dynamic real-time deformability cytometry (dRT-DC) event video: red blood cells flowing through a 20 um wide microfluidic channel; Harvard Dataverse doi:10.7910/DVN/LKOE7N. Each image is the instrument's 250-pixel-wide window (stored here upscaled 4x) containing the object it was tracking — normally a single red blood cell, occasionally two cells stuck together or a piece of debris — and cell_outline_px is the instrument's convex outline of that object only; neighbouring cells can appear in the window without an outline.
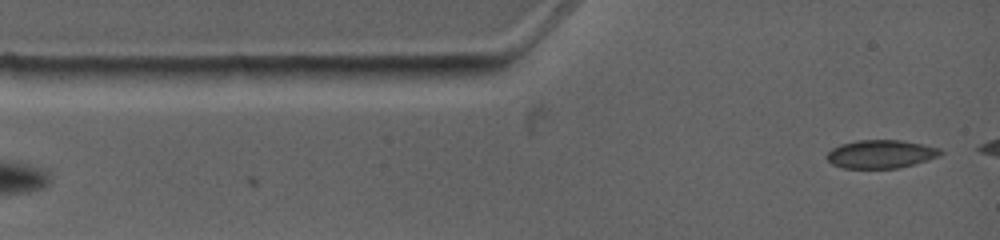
{"species": "common noctule bat (a hibernating species)", "species_latin": "Nyctalus noctula", "temperature_condition": "warm", "stored_images_in_passage": 4, "camera_frame_rate_fps": 4500, "um_per_image_px": 0.085, "animal": {"sex": "female", "body_mass_g": 19.0, "forearm_length_mm": 53.3}, "frame": {"image": 1, "passage_image": 4, "time_ms": 2.667, "image_size_px": [1000, 240], "cell_outline_px": [[944, 152], [940, 156], [928, 160], [896, 168], [844, 168], [832, 164], [824, 156], [832, 148], [840, 144], [856, 140], [900, 140], [924, 144], [940, 148]], "centroid_in_image_um": [74.87, 13.09], "position_along_channel_um": 10.1, "area_um2": 18.84}}